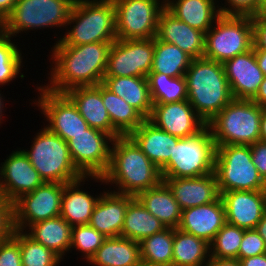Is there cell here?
I'll use <instances>...</instances> for the list:
<instances>
[{
  "label": "cell",
  "instance_id": "cell-15",
  "mask_svg": "<svg viewBox=\"0 0 266 266\" xmlns=\"http://www.w3.org/2000/svg\"><path fill=\"white\" fill-rule=\"evenodd\" d=\"M154 38L116 39L110 48L105 76L147 77L151 72Z\"/></svg>",
  "mask_w": 266,
  "mask_h": 266
},
{
  "label": "cell",
  "instance_id": "cell-46",
  "mask_svg": "<svg viewBox=\"0 0 266 266\" xmlns=\"http://www.w3.org/2000/svg\"><path fill=\"white\" fill-rule=\"evenodd\" d=\"M252 162L258 170L259 175L266 182V142L256 141L250 145Z\"/></svg>",
  "mask_w": 266,
  "mask_h": 266
},
{
  "label": "cell",
  "instance_id": "cell-53",
  "mask_svg": "<svg viewBox=\"0 0 266 266\" xmlns=\"http://www.w3.org/2000/svg\"><path fill=\"white\" fill-rule=\"evenodd\" d=\"M255 229L266 243V210Z\"/></svg>",
  "mask_w": 266,
  "mask_h": 266
},
{
  "label": "cell",
  "instance_id": "cell-8",
  "mask_svg": "<svg viewBox=\"0 0 266 266\" xmlns=\"http://www.w3.org/2000/svg\"><path fill=\"white\" fill-rule=\"evenodd\" d=\"M75 1L17 0L11 14L2 23V32L16 38L19 33L29 30L47 27L63 29L67 25Z\"/></svg>",
  "mask_w": 266,
  "mask_h": 266
},
{
  "label": "cell",
  "instance_id": "cell-37",
  "mask_svg": "<svg viewBox=\"0 0 266 266\" xmlns=\"http://www.w3.org/2000/svg\"><path fill=\"white\" fill-rule=\"evenodd\" d=\"M174 228L143 239L140 244L141 260L162 266H172Z\"/></svg>",
  "mask_w": 266,
  "mask_h": 266
},
{
  "label": "cell",
  "instance_id": "cell-51",
  "mask_svg": "<svg viewBox=\"0 0 266 266\" xmlns=\"http://www.w3.org/2000/svg\"><path fill=\"white\" fill-rule=\"evenodd\" d=\"M252 100L260 107L266 108V76H264L258 92Z\"/></svg>",
  "mask_w": 266,
  "mask_h": 266
},
{
  "label": "cell",
  "instance_id": "cell-12",
  "mask_svg": "<svg viewBox=\"0 0 266 266\" xmlns=\"http://www.w3.org/2000/svg\"><path fill=\"white\" fill-rule=\"evenodd\" d=\"M39 95L30 104H34L41 110L44 120L48 122L46 127L68 142L79 133H84L90 126L79 113L76 105L65 93H57L48 90L44 86H36ZM38 99V100H37Z\"/></svg>",
  "mask_w": 266,
  "mask_h": 266
},
{
  "label": "cell",
  "instance_id": "cell-49",
  "mask_svg": "<svg viewBox=\"0 0 266 266\" xmlns=\"http://www.w3.org/2000/svg\"><path fill=\"white\" fill-rule=\"evenodd\" d=\"M241 266H266V253L240 259Z\"/></svg>",
  "mask_w": 266,
  "mask_h": 266
},
{
  "label": "cell",
  "instance_id": "cell-38",
  "mask_svg": "<svg viewBox=\"0 0 266 266\" xmlns=\"http://www.w3.org/2000/svg\"><path fill=\"white\" fill-rule=\"evenodd\" d=\"M12 37L0 33V86L9 85L18 75L24 79L25 75L21 73L23 68V57L21 48L16 42L11 41ZM16 43V44H15ZM18 46V47H17Z\"/></svg>",
  "mask_w": 266,
  "mask_h": 266
},
{
  "label": "cell",
  "instance_id": "cell-6",
  "mask_svg": "<svg viewBox=\"0 0 266 266\" xmlns=\"http://www.w3.org/2000/svg\"><path fill=\"white\" fill-rule=\"evenodd\" d=\"M38 131L30 150H22L43 181L65 184L83 177L71 159L67 142L46 126Z\"/></svg>",
  "mask_w": 266,
  "mask_h": 266
},
{
  "label": "cell",
  "instance_id": "cell-1",
  "mask_svg": "<svg viewBox=\"0 0 266 266\" xmlns=\"http://www.w3.org/2000/svg\"><path fill=\"white\" fill-rule=\"evenodd\" d=\"M113 42H93L51 48V66L46 85L50 91L65 93L74 87L96 86L103 82Z\"/></svg>",
  "mask_w": 266,
  "mask_h": 266
},
{
  "label": "cell",
  "instance_id": "cell-41",
  "mask_svg": "<svg viewBox=\"0 0 266 266\" xmlns=\"http://www.w3.org/2000/svg\"><path fill=\"white\" fill-rule=\"evenodd\" d=\"M105 239L106 237L102 233H99L89 224L73 226L70 252L73 249L82 253L81 257L85 259L83 261L88 263Z\"/></svg>",
  "mask_w": 266,
  "mask_h": 266
},
{
  "label": "cell",
  "instance_id": "cell-57",
  "mask_svg": "<svg viewBox=\"0 0 266 266\" xmlns=\"http://www.w3.org/2000/svg\"><path fill=\"white\" fill-rule=\"evenodd\" d=\"M136 266H162V265H156V264H152V263L141 260L140 263L137 264Z\"/></svg>",
  "mask_w": 266,
  "mask_h": 266
},
{
  "label": "cell",
  "instance_id": "cell-17",
  "mask_svg": "<svg viewBox=\"0 0 266 266\" xmlns=\"http://www.w3.org/2000/svg\"><path fill=\"white\" fill-rule=\"evenodd\" d=\"M148 120L157 128L179 138L192 136L207 125L188 100L153 104Z\"/></svg>",
  "mask_w": 266,
  "mask_h": 266
},
{
  "label": "cell",
  "instance_id": "cell-29",
  "mask_svg": "<svg viewBox=\"0 0 266 266\" xmlns=\"http://www.w3.org/2000/svg\"><path fill=\"white\" fill-rule=\"evenodd\" d=\"M24 232L63 260L70 251L72 226L61 216L31 224Z\"/></svg>",
  "mask_w": 266,
  "mask_h": 266
},
{
  "label": "cell",
  "instance_id": "cell-4",
  "mask_svg": "<svg viewBox=\"0 0 266 266\" xmlns=\"http://www.w3.org/2000/svg\"><path fill=\"white\" fill-rule=\"evenodd\" d=\"M65 28L63 37L60 35L55 41L56 46L114 42L117 38L113 0H76Z\"/></svg>",
  "mask_w": 266,
  "mask_h": 266
},
{
  "label": "cell",
  "instance_id": "cell-14",
  "mask_svg": "<svg viewBox=\"0 0 266 266\" xmlns=\"http://www.w3.org/2000/svg\"><path fill=\"white\" fill-rule=\"evenodd\" d=\"M114 138L89 127L71 138L67 144L75 167L84 176H102L108 169Z\"/></svg>",
  "mask_w": 266,
  "mask_h": 266
},
{
  "label": "cell",
  "instance_id": "cell-39",
  "mask_svg": "<svg viewBox=\"0 0 266 266\" xmlns=\"http://www.w3.org/2000/svg\"><path fill=\"white\" fill-rule=\"evenodd\" d=\"M19 245L22 266H59V263L64 261L53 250L34 241L21 230H19Z\"/></svg>",
  "mask_w": 266,
  "mask_h": 266
},
{
  "label": "cell",
  "instance_id": "cell-5",
  "mask_svg": "<svg viewBox=\"0 0 266 266\" xmlns=\"http://www.w3.org/2000/svg\"><path fill=\"white\" fill-rule=\"evenodd\" d=\"M262 110L253 100L233 99L207 123L216 146L259 141Z\"/></svg>",
  "mask_w": 266,
  "mask_h": 266
},
{
  "label": "cell",
  "instance_id": "cell-44",
  "mask_svg": "<svg viewBox=\"0 0 266 266\" xmlns=\"http://www.w3.org/2000/svg\"><path fill=\"white\" fill-rule=\"evenodd\" d=\"M219 5L221 15L225 16H257L260 0H225Z\"/></svg>",
  "mask_w": 266,
  "mask_h": 266
},
{
  "label": "cell",
  "instance_id": "cell-28",
  "mask_svg": "<svg viewBox=\"0 0 266 266\" xmlns=\"http://www.w3.org/2000/svg\"><path fill=\"white\" fill-rule=\"evenodd\" d=\"M102 84L111 92L123 98L145 119H149L153 103L147 77L104 76Z\"/></svg>",
  "mask_w": 266,
  "mask_h": 266
},
{
  "label": "cell",
  "instance_id": "cell-22",
  "mask_svg": "<svg viewBox=\"0 0 266 266\" xmlns=\"http://www.w3.org/2000/svg\"><path fill=\"white\" fill-rule=\"evenodd\" d=\"M134 196L104 190L96 203L89 225L106 238L121 236L125 213Z\"/></svg>",
  "mask_w": 266,
  "mask_h": 266
},
{
  "label": "cell",
  "instance_id": "cell-21",
  "mask_svg": "<svg viewBox=\"0 0 266 266\" xmlns=\"http://www.w3.org/2000/svg\"><path fill=\"white\" fill-rule=\"evenodd\" d=\"M156 37L174 44L192 59L201 58L205 51V33L182 22L164 8L159 14Z\"/></svg>",
  "mask_w": 266,
  "mask_h": 266
},
{
  "label": "cell",
  "instance_id": "cell-42",
  "mask_svg": "<svg viewBox=\"0 0 266 266\" xmlns=\"http://www.w3.org/2000/svg\"><path fill=\"white\" fill-rule=\"evenodd\" d=\"M0 266H22L19 230L12 237L0 241Z\"/></svg>",
  "mask_w": 266,
  "mask_h": 266
},
{
  "label": "cell",
  "instance_id": "cell-33",
  "mask_svg": "<svg viewBox=\"0 0 266 266\" xmlns=\"http://www.w3.org/2000/svg\"><path fill=\"white\" fill-rule=\"evenodd\" d=\"M172 252V266H203L210 258V244L176 228Z\"/></svg>",
  "mask_w": 266,
  "mask_h": 266
},
{
  "label": "cell",
  "instance_id": "cell-9",
  "mask_svg": "<svg viewBox=\"0 0 266 266\" xmlns=\"http://www.w3.org/2000/svg\"><path fill=\"white\" fill-rule=\"evenodd\" d=\"M214 173L220 194L266 190V182L252 162L250 145L217 146Z\"/></svg>",
  "mask_w": 266,
  "mask_h": 266
},
{
  "label": "cell",
  "instance_id": "cell-48",
  "mask_svg": "<svg viewBox=\"0 0 266 266\" xmlns=\"http://www.w3.org/2000/svg\"><path fill=\"white\" fill-rule=\"evenodd\" d=\"M203 266H241L240 260L231 258H216L210 256Z\"/></svg>",
  "mask_w": 266,
  "mask_h": 266
},
{
  "label": "cell",
  "instance_id": "cell-11",
  "mask_svg": "<svg viewBox=\"0 0 266 266\" xmlns=\"http://www.w3.org/2000/svg\"><path fill=\"white\" fill-rule=\"evenodd\" d=\"M116 10V38L151 39L158 31L159 14L165 0H113Z\"/></svg>",
  "mask_w": 266,
  "mask_h": 266
},
{
  "label": "cell",
  "instance_id": "cell-36",
  "mask_svg": "<svg viewBox=\"0 0 266 266\" xmlns=\"http://www.w3.org/2000/svg\"><path fill=\"white\" fill-rule=\"evenodd\" d=\"M147 81L153 104H167L188 100L185 76L169 77L162 73H149Z\"/></svg>",
  "mask_w": 266,
  "mask_h": 266
},
{
  "label": "cell",
  "instance_id": "cell-54",
  "mask_svg": "<svg viewBox=\"0 0 266 266\" xmlns=\"http://www.w3.org/2000/svg\"><path fill=\"white\" fill-rule=\"evenodd\" d=\"M260 141L266 142V108H263L260 122Z\"/></svg>",
  "mask_w": 266,
  "mask_h": 266
},
{
  "label": "cell",
  "instance_id": "cell-20",
  "mask_svg": "<svg viewBox=\"0 0 266 266\" xmlns=\"http://www.w3.org/2000/svg\"><path fill=\"white\" fill-rule=\"evenodd\" d=\"M225 224V208L219 197L212 203L182 210L178 229L210 244Z\"/></svg>",
  "mask_w": 266,
  "mask_h": 266
},
{
  "label": "cell",
  "instance_id": "cell-27",
  "mask_svg": "<svg viewBox=\"0 0 266 266\" xmlns=\"http://www.w3.org/2000/svg\"><path fill=\"white\" fill-rule=\"evenodd\" d=\"M218 0H165V8L182 22L206 33L221 16Z\"/></svg>",
  "mask_w": 266,
  "mask_h": 266
},
{
  "label": "cell",
  "instance_id": "cell-19",
  "mask_svg": "<svg viewBox=\"0 0 266 266\" xmlns=\"http://www.w3.org/2000/svg\"><path fill=\"white\" fill-rule=\"evenodd\" d=\"M223 66L233 99L252 100L264 78L254 48L226 60Z\"/></svg>",
  "mask_w": 266,
  "mask_h": 266
},
{
  "label": "cell",
  "instance_id": "cell-18",
  "mask_svg": "<svg viewBox=\"0 0 266 266\" xmlns=\"http://www.w3.org/2000/svg\"><path fill=\"white\" fill-rule=\"evenodd\" d=\"M226 223L248 230L255 229L266 210V190L228 191L220 194Z\"/></svg>",
  "mask_w": 266,
  "mask_h": 266
},
{
  "label": "cell",
  "instance_id": "cell-2",
  "mask_svg": "<svg viewBox=\"0 0 266 266\" xmlns=\"http://www.w3.org/2000/svg\"><path fill=\"white\" fill-rule=\"evenodd\" d=\"M93 181L112 185L114 188L109 189L113 192L136 197L142 191L159 186L163 178L161 170L128 135L113 140L108 169L102 176H94Z\"/></svg>",
  "mask_w": 266,
  "mask_h": 266
},
{
  "label": "cell",
  "instance_id": "cell-45",
  "mask_svg": "<svg viewBox=\"0 0 266 266\" xmlns=\"http://www.w3.org/2000/svg\"><path fill=\"white\" fill-rule=\"evenodd\" d=\"M15 231L13 203L0 199V241L13 236Z\"/></svg>",
  "mask_w": 266,
  "mask_h": 266
},
{
  "label": "cell",
  "instance_id": "cell-3",
  "mask_svg": "<svg viewBox=\"0 0 266 266\" xmlns=\"http://www.w3.org/2000/svg\"><path fill=\"white\" fill-rule=\"evenodd\" d=\"M185 78L188 101L206 124L233 100L223 63L192 59Z\"/></svg>",
  "mask_w": 266,
  "mask_h": 266
},
{
  "label": "cell",
  "instance_id": "cell-23",
  "mask_svg": "<svg viewBox=\"0 0 266 266\" xmlns=\"http://www.w3.org/2000/svg\"><path fill=\"white\" fill-rule=\"evenodd\" d=\"M182 210L212 203L220 197L215 173L197 178H163Z\"/></svg>",
  "mask_w": 266,
  "mask_h": 266
},
{
  "label": "cell",
  "instance_id": "cell-10",
  "mask_svg": "<svg viewBox=\"0 0 266 266\" xmlns=\"http://www.w3.org/2000/svg\"><path fill=\"white\" fill-rule=\"evenodd\" d=\"M252 48V17L221 15L205 33L203 57L224 63Z\"/></svg>",
  "mask_w": 266,
  "mask_h": 266
},
{
  "label": "cell",
  "instance_id": "cell-56",
  "mask_svg": "<svg viewBox=\"0 0 266 266\" xmlns=\"http://www.w3.org/2000/svg\"><path fill=\"white\" fill-rule=\"evenodd\" d=\"M257 15L266 16V0H260Z\"/></svg>",
  "mask_w": 266,
  "mask_h": 266
},
{
  "label": "cell",
  "instance_id": "cell-50",
  "mask_svg": "<svg viewBox=\"0 0 266 266\" xmlns=\"http://www.w3.org/2000/svg\"><path fill=\"white\" fill-rule=\"evenodd\" d=\"M16 3L17 0H0V22L3 23L11 14Z\"/></svg>",
  "mask_w": 266,
  "mask_h": 266
},
{
  "label": "cell",
  "instance_id": "cell-52",
  "mask_svg": "<svg viewBox=\"0 0 266 266\" xmlns=\"http://www.w3.org/2000/svg\"><path fill=\"white\" fill-rule=\"evenodd\" d=\"M254 50L258 67L261 69L264 76H266V50H261V49H254Z\"/></svg>",
  "mask_w": 266,
  "mask_h": 266
},
{
  "label": "cell",
  "instance_id": "cell-43",
  "mask_svg": "<svg viewBox=\"0 0 266 266\" xmlns=\"http://www.w3.org/2000/svg\"><path fill=\"white\" fill-rule=\"evenodd\" d=\"M266 253V243L256 229L244 230L238 260Z\"/></svg>",
  "mask_w": 266,
  "mask_h": 266
},
{
  "label": "cell",
  "instance_id": "cell-7",
  "mask_svg": "<svg viewBox=\"0 0 266 266\" xmlns=\"http://www.w3.org/2000/svg\"><path fill=\"white\" fill-rule=\"evenodd\" d=\"M216 149L208 125L192 136L180 138L173 156L160 169L162 178H197L213 173Z\"/></svg>",
  "mask_w": 266,
  "mask_h": 266
},
{
  "label": "cell",
  "instance_id": "cell-32",
  "mask_svg": "<svg viewBox=\"0 0 266 266\" xmlns=\"http://www.w3.org/2000/svg\"><path fill=\"white\" fill-rule=\"evenodd\" d=\"M164 229H166L165 225L152 215L136 197L128 204L121 237L139 243Z\"/></svg>",
  "mask_w": 266,
  "mask_h": 266
},
{
  "label": "cell",
  "instance_id": "cell-35",
  "mask_svg": "<svg viewBox=\"0 0 266 266\" xmlns=\"http://www.w3.org/2000/svg\"><path fill=\"white\" fill-rule=\"evenodd\" d=\"M192 58L174 44L154 37L153 62L150 73H162L169 77L185 76Z\"/></svg>",
  "mask_w": 266,
  "mask_h": 266
},
{
  "label": "cell",
  "instance_id": "cell-25",
  "mask_svg": "<svg viewBox=\"0 0 266 266\" xmlns=\"http://www.w3.org/2000/svg\"><path fill=\"white\" fill-rule=\"evenodd\" d=\"M93 179L94 176H83L73 182L65 183L61 198L60 216L72 227L89 224L94 207L103 193L101 192L94 197L87 190H83L81 186L86 184L84 182Z\"/></svg>",
  "mask_w": 266,
  "mask_h": 266
},
{
  "label": "cell",
  "instance_id": "cell-24",
  "mask_svg": "<svg viewBox=\"0 0 266 266\" xmlns=\"http://www.w3.org/2000/svg\"><path fill=\"white\" fill-rule=\"evenodd\" d=\"M65 94L76 105L79 113L91 128L106 132L114 139L121 136L112 126L102 100V83L96 86L74 87Z\"/></svg>",
  "mask_w": 266,
  "mask_h": 266
},
{
  "label": "cell",
  "instance_id": "cell-31",
  "mask_svg": "<svg viewBox=\"0 0 266 266\" xmlns=\"http://www.w3.org/2000/svg\"><path fill=\"white\" fill-rule=\"evenodd\" d=\"M141 261L140 244L125 237L106 238L88 265L136 266Z\"/></svg>",
  "mask_w": 266,
  "mask_h": 266
},
{
  "label": "cell",
  "instance_id": "cell-34",
  "mask_svg": "<svg viewBox=\"0 0 266 266\" xmlns=\"http://www.w3.org/2000/svg\"><path fill=\"white\" fill-rule=\"evenodd\" d=\"M102 100L113 128L121 135L128 136L146 119L123 98L111 92L102 84Z\"/></svg>",
  "mask_w": 266,
  "mask_h": 266
},
{
  "label": "cell",
  "instance_id": "cell-47",
  "mask_svg": "<svg viewBox=\"0 0 266 266\" xmlns=\"http://www.w3.org/2000/svg\"><path fill=\"white\" fill-rule=\"evenodd\" d=\"M253 25V48L266 50V16L257 15L252 17Z\"/></svg>",
  "mask_w": 266,
  "mask_h": 266
},
{
  "label": "cell",
  "instance_id": "cell-55",
  "mask_svg": "<svg viewBox=\"0 0 266 266\" xmlns=\"http://www.w3.org/2000/svg\"><path fill=\"white\" fill-rule=\"evenodd\" d=\"M1 87V86H0ZM5 97H3V94L1 93V90H0V126H1V124H2V122L4 121L2 118H4V117H2L3 115H4V113H5V110H4V108H5V106H4V101H5V99H4Z\"/></svg>",
  "mask_w": 266,
  "mask_h": 266
},
{
  "label": "cell",
  "instance_id": "cell-40",
  "mask_svg": "<svg viewBox=\"0 0 266 266\" xmlns=\"http://www.w3.org/2000/svg\"><path fill=\"white\" fill-rule=\"evenodd\" d=\"M244 230L226 223L210 243V256L237 259Z\"/></svg>",
  "mask_w": 266,
  "mask_h": 266
},
{
  "label": "cell",
  "instance_id": "cell-26",
  "mask_svg": "<svg viewBox=\"0 0 266 266\" xmlns=\"http://www.w3.org/2000/svg\"><path fill=\"white\" fill-rule=\"evenodd\" d=\"M143 153L161 169L173 156V150L179 137L173 136L146 119L129 135Z\"/></svg>",
  "mask_w": 266,
  "mask_h": 266
},
{
  "label": "cell",
  "instance_id": "cell-13",
  "mask_svg": "<svg viewBox=\"0 0 266 266\" xmlns=\"http://www.w3.org/2000/svg\"><path fill=\"white\" fill-rule=\"evenodd\" d=\"M65 184L45 182L13 202L15 229L26 231L39 221L60 216Z\"/></svg>",
  "mask_w": 266,
  "mask_h": 266
},
{
  "label": "cell",
  "instance_id": "cell-58",
  "mask_svg": "<svg viewBox=\"0 0 266 266\" xmlns=\"http://www.w3.org/2000/svg\"><path fill=\"white\" fill-rule=\"evenodd\" d=\"M2 32V22H0V33Z\"/></svg>",
  "mask_w": 266,
  "mask_h": 266
},
{
  "label": "cell",
  "instance_id": "cell-30",
  "mask_svg": "<svg viewBox=\"0 0 266 266\" xmlns=\"http://www.w3.org/2000/svg\"><path fill=\"white\" fill-rule=\"evenodd\" d=\"M136 198L166 228H178L182 209L164 182L159 186L140 192Z\"/></svg>",
  "mask_w": 266,
  "mask_h": 266
},
{
  "label": "cell",
  "instance_id": "cell-16",
  "mask_svg": "<svg viewBox=\"0 0 266 266\" xmlns=\"http://www.w3.org/2000/svg\"><path fill=\"white\" fill-rule=\"evenodd\" d=\"M45 182L21 148L12 151L0 164V196L13 203Z\"/></svg>",
  "mask_w": 266,
  "mask_h": 266
}]
</instances>
